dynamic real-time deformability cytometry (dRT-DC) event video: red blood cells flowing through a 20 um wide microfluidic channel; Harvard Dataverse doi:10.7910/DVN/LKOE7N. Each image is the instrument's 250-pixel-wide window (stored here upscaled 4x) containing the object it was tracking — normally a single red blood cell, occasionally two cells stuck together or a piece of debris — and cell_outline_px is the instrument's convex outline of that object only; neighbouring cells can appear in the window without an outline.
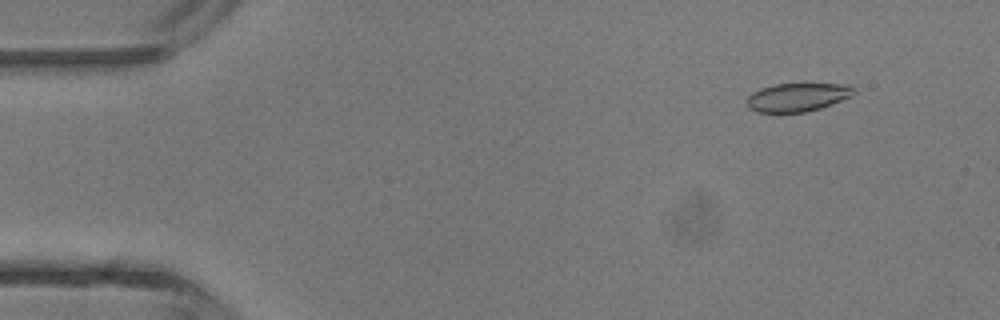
{"species": "common noctule bat (a hibernating species)", "species_latin": "Nyctalus noctula", "temperature_condition": "room temperature", "stored_images_in_passage": 15, "camera_frame_rate_fps": 3000, "um_per_image_px": 0.085, "animal": {"sex": "male", "body_mass_g": 13.3}, "frame": {"image": 1, "passage_image": 5, "time_ms": 1.333, "image_size_px": [1000, 320], "cell_outline_px": [[856, 92], [852, 96], [820, 108], [804, 112], [756, 112], [748, 108], [748, 96], [752, 92], [760, 88], [776, 84], [848, 84], [856, 88]], "centroid_in_image_um": [67.8, 8.25], "position_along_channel_um": 17.2, "area_um2": 17.69}}
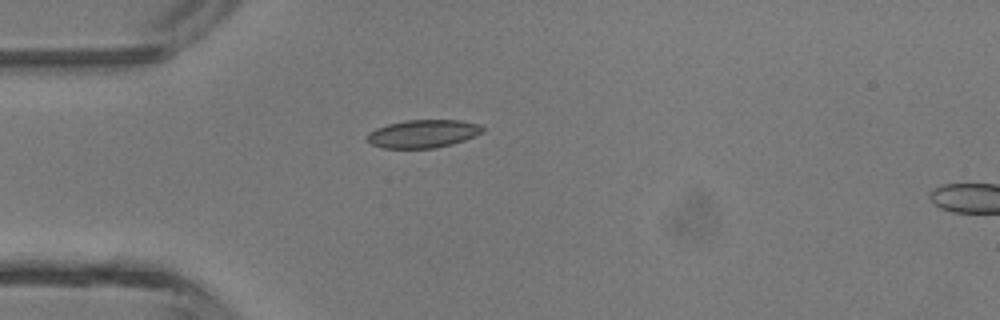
{"frame": {"image": 2, "passage_image": 13, "time_ms": 4.0, "image_size_px": [1000, 320], "cell_outline_px": [[484, 132], [464, 140], [452, 144], [436, 148], [384, 148], [372, 144], [364, 136], [368, 132], [376, 128], [388, 124], [408, 120], [460, 120], [480, 124], [484, 128]], "centroid_in_image_um": [35.96, 11.36], "position_along_channel_um": 49.0, "area_um2": 18.9}}